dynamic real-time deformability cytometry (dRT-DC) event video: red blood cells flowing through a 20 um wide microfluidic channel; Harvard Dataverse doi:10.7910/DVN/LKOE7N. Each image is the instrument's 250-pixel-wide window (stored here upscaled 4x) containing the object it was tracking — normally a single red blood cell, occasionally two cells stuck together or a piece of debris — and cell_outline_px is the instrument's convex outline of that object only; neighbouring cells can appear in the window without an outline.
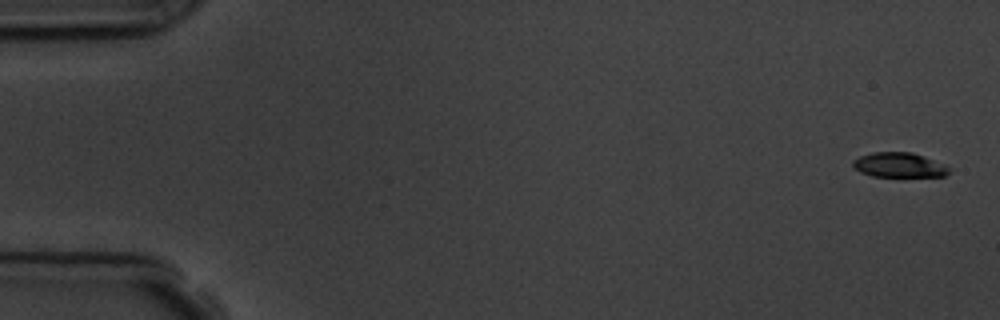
{"species": "common noctule bat (a hibernating species)", "species_latin": "Nyctalus noctula", "temperature_condition": "room temperature", "stored_images_in_passage": 5, "segment_of_instrument_passage": [1, 2], "camera_frame_rate_fps": 3000, "um_per_image_px": 0.085, "animal": {"sex": "male", "body_mass_g": 19.5, "forearm_length_mm": 54.6}, "frame": {"image": 1, "passage_image": 1, "time_ms": 0.0, "image_size_px": [1000, 320], "cell_outline_px": [[952, 168], [944, 176], [872, 176], [860, 172], [852, 164], [852, 160], [860, 156], [872, 152], [912, 152], [924, 156], [944, 164]], "centroid_in_image_um": [76.43, 14.01], "position_along_channel_um": 8.6, "area_um2": 13.81}}
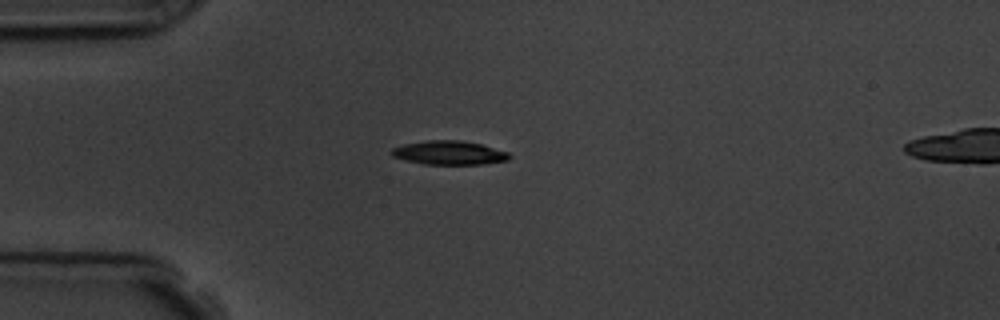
{"frame": {"image": 2, "passage_image": 4, "time_ms": 4.333, "image_size_px": [1000, 320], "cell_outline_px": [[512, 156], [508, 160], [480, 164], [424, 164], [392, 156], [388, 152], [392, 148], [404, 144], [428, 140], [460, 140], [480, 144], [508, 152]], "centroid_in_image_um": [38.16, 12.98], "position_along_channel_um": 46.8, "area_um2": 16.24}}